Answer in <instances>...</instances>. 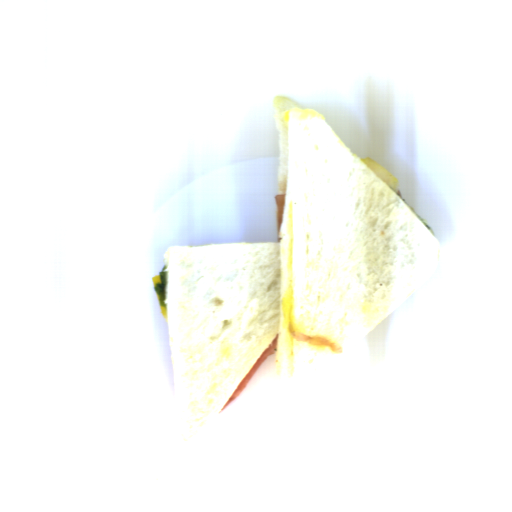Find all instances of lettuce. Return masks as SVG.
I'll list each match as a JSON object with an SVG mask.
<instances>
[{"label":"lettuce","mask_w":512,"mask_h":512,"mask_svg":"<svg viewBox=\"0 0 512 512\" xmlns=\"http://www.w3.org/2000/svg\"><path fill=\"white\" fill-rule=\"evenodd\" d=\"M160 281L159 283L154 285V291L158 296V305L160 307L167 309V304L165 301H167L166 298V286H167V273H168V266H164L160 271H158Z\"/></svg>","instance_id":"obj_1"},{"label":"lettuce","mask_w":512,"mask_h":512,"mask_svg":"<svg viewBox=\"0 0 512 512\" xmlns=\"http://www.w3.org/2000/svg\"><path fill=\"white\" fill-rule=\"evenodd\" d=\"M405 203L408 205V207L411 209V211L414 213V215L418 218V220L425 226V228L435 237V232L428 225V223L415 211V209L409 203H407L406 201H405Z\"/></svg>","instance_id":"obj_2"}]
</instances>
